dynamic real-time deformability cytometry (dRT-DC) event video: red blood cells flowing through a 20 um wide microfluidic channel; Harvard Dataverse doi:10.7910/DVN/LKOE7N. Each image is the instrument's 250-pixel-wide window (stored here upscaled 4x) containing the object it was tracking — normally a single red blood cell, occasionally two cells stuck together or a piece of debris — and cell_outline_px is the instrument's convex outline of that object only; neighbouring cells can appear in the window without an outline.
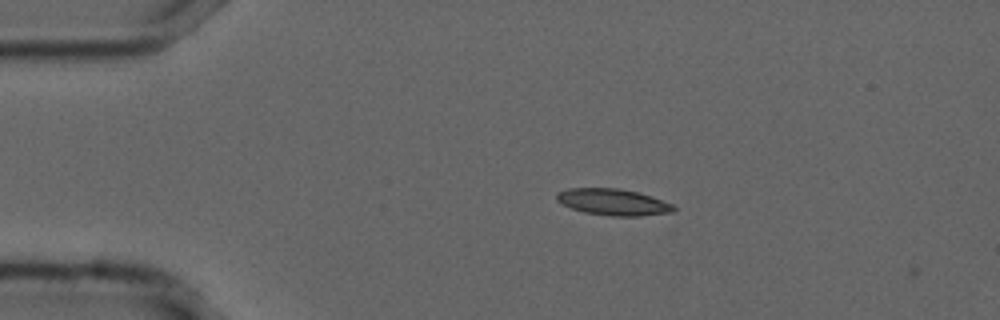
{"species": "common noctule bat (a hibernating species)", "species_latin": "Nyctalus noctula", "temperature_condition": "cold", "stored_images_in_passage": 3, "camera_frame_rate_fps": 3000, "um_per_image_px": 0.085, "animal": {"sex": "male", "forearm_length_mm": 52.5}, "frame": {"image": 1, "passage_image": 1, "time_ms": 0.0, "image_size_px": [1000, 320], "cell_outline_px": [[676, 208], [672, 212], [640, 216], [612, 216], [584, 212], [572, 208], [556, 200], [556, 192], [568, 188], [620, 188], [636, 192], [672, 204]], "centroid_in_image_um": [52.07, 17.17], "position_along_channel_um": 32.9, "area_um2": 17.8}}